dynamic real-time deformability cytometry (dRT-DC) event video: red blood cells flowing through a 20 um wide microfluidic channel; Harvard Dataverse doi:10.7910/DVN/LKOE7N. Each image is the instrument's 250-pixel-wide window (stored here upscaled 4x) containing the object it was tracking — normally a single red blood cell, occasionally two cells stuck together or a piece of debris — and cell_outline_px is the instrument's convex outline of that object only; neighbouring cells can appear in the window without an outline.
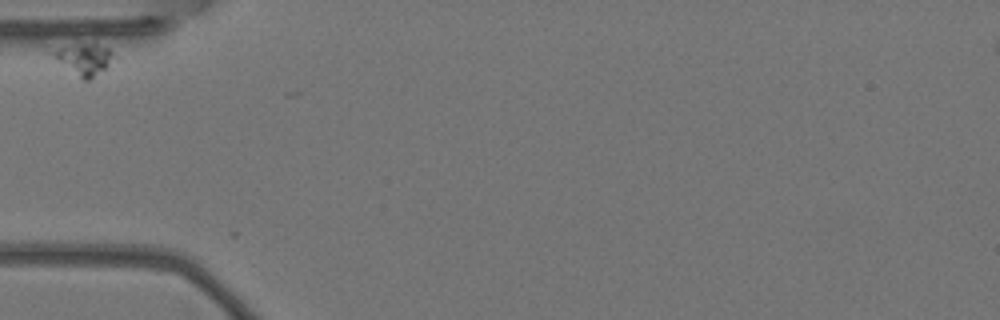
{"species": "Egyptian fruit bat (a non-hibernating species)", "species_latin": "Rousettus aegyptiacus", "temperature_condition": "warm", "stored_images_in_passage": 2, "camera_frame_rate_fps": 3000, "um_per_image_px": 0.085, "animal": {"sex": "female"}, "frame": {"image": 1, "passage_image": 1, "time_ms": 0.0, "image_size_px": [1000, 320], "cell_outline_px": [[120, 60], [88, 80], [84, 80], [52, 56], [60, 48], [84, 44], [96, 44], [108, 48]], "centroid_in_image_um": [7.33, 5.05], "position_along_channel_um": 77.7, "area_um2": 10.75}}